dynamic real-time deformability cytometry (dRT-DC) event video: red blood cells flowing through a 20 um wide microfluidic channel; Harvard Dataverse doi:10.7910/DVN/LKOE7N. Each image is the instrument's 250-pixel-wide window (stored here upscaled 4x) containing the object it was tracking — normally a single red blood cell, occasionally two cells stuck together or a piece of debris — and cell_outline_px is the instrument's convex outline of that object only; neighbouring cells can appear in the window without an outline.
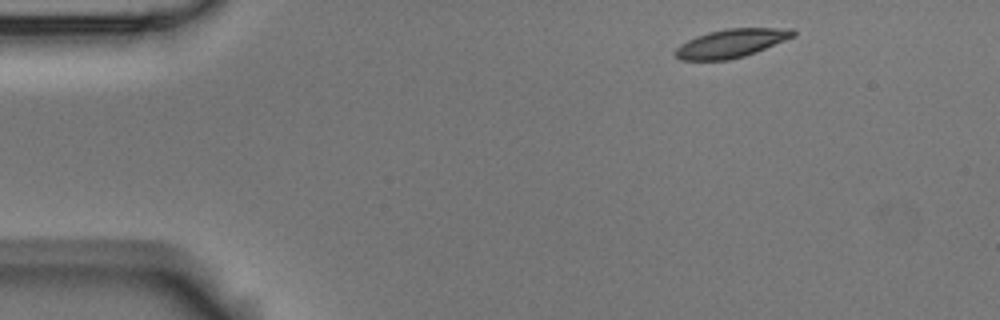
{"species": "Egyptian fruit bat (a non-hibernating species)", "species_latin": "Rousettus aegyptiacus", "temperature_condition": "room temperature", "stored_images_in_passage": 7, "camera_frame_rate_fps": 3000, "um_per_image_px": 0.085, "animal": {"sex": "male"}, "frame": {"image": 1, "passage_image": 1, "time_ms": 0.0, "image_size_px": [1000, 320], "cell_outline_px": [[796, 36], [756, 52], [744, 56], [728, 60], [680, 60], [676, 56], [676, 48], [680, 44], [696, 36], [708, 32], [728, 28], [792, 28], [796, 32]], "centroid_in_image_um": [62.18, 3.67], "position_along_channel_um": 22.8, "area_um2": 19.54}}
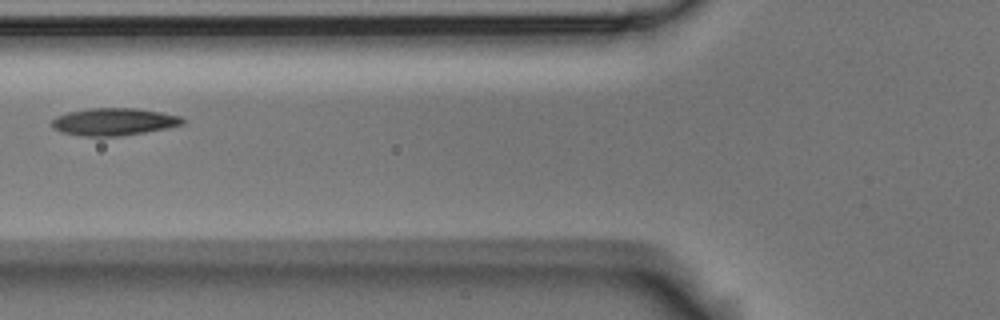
{"frame": {"image": 2, "passage_image": 4, "time_ms": 1.0, "image_size_px": [1000, 320], "cell_outline_px": [[184, 124], [144, 132], [120, 136], [84, 136], [60, 132], [52, 128], [52, 120], [56, 116], [68, 112], [88, 108], [136, 108], [160, 112], [180, 116], [184, 120]], "centroid_in_image_um": [9.63, 10.34], "position_along_channel_um": 116.2, "area_um2": 20.75}}
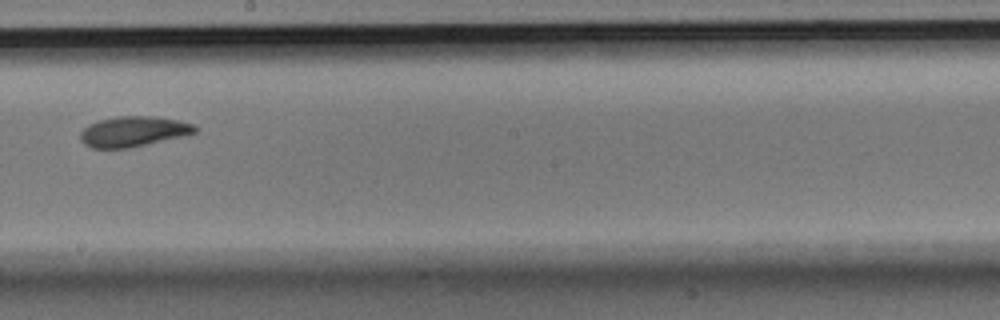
{"frame": {"image": 3, "passage_image": 7, "time_ms": 2.0, "image_size_px": [1000, 320], "cell_outline_px": [[200, 128], [196, 132], [180, 136], [128, 148], [92, 148], [84, 144], [80, 140], [80, 132], [88, 124], [100, 120], [116, 116], [156, 116], [180, 120], [192, 124]], "centroid_in_image_um": [11.31, 11.16], "position_along_channel_um": 236.9, "area_um2": 20.17}}